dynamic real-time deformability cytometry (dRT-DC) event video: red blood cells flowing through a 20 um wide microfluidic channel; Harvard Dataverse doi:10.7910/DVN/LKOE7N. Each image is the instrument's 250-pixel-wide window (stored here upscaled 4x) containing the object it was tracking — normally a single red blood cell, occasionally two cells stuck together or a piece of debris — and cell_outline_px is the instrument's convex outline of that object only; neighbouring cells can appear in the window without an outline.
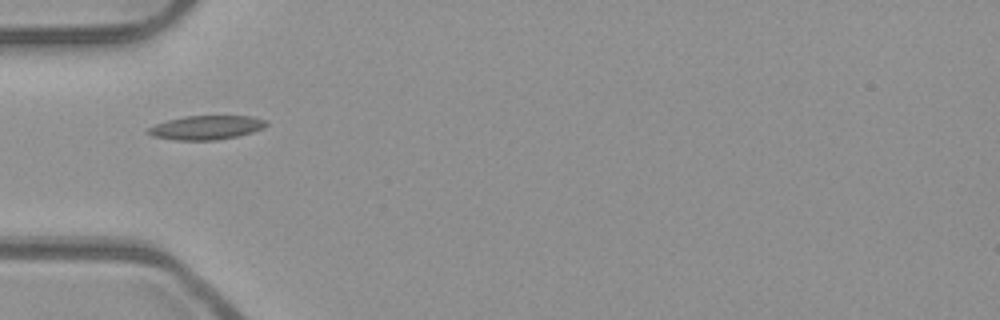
{"species": "common noctule bat (a hibernating species)", "species_latin": "Nyctalus noctula", "temperature_condition": "room temperature", "stored_images_in_passage": 36, "camera_frame_rate_fps": 3000, "um_per_image_px": 0.085, "animal": {"sex": "male", "body_mass_g": 23.1, "forearm_length_mm": 52.7}, "frame": {"image": 1, "passage_image": 1, "time_ms": 0.0, "image_size_px": [1000, 320], "cell_outline_px": [[268, 124], [264, 128], [252, 132], [236, 136], [216, 140], [176, 140], [152, 136], [148, 132], [148, 128], [156, 124], [168, 120], [184, 116], [252, 116], [264, 120]], "centroid_in_image_um": [17.54, 10.84], "position_along_channel_um": 67.5, "area_um2": 16.36}}
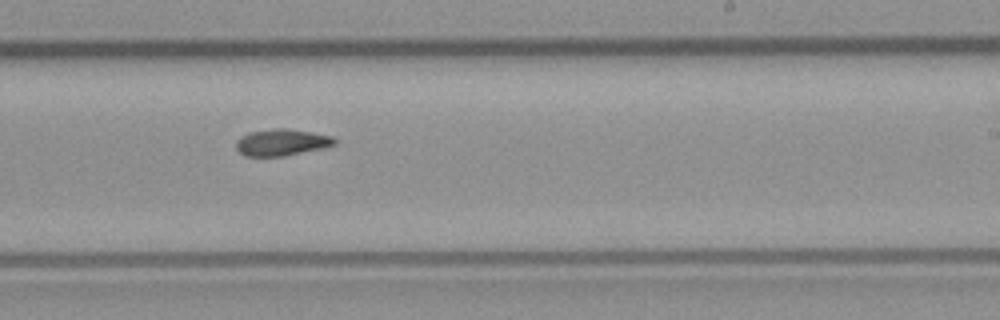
{"frame": {"image": 2, "passage_image": 16, "time_ms": 5.0, "image_size_px": [1000, 320], "cell_outline_px": [[336, 144], [324, 148], [284, 156], [244, 156], [236, 148], [236, 140], [240, 136], [248, 132], [272, 128], [284, 128], [312, 132], [332, 136], [336, 140]], "centroid_in_image_um": [23.93, 12.09], "position_along_channel_um": 265.1, "area_um2": 15.43}}
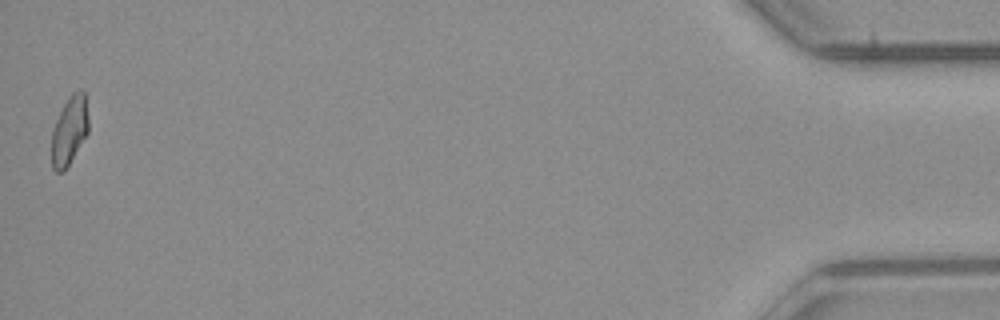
{"frame": {"image": 3, "passage_image": 36, "time_ms": 11.667, "image_size_px": [1000, 320], "cell_outline_px": [[88, 132], [64, 172], [56, 172], [52, 168], [52, 132], [56, 120], [68, 96], [72, 92], [84, 92], [88, 120]], "centroid_in_image_um": [5.88, 11.13], "position_along_channel_um": 429.3, "area_um2": 14.45}, "authors_computed_cell_mechanics": {"area_um2": 15.2592, "velocity_mm_per_s": 3.9397, "shape_relaxation_time_tau1_ms": null, "shape_relaxation_time_tau2_ms": 6.8634, "deformation_change_tau1": null, "deformation_change_tau2": 0.1345}}